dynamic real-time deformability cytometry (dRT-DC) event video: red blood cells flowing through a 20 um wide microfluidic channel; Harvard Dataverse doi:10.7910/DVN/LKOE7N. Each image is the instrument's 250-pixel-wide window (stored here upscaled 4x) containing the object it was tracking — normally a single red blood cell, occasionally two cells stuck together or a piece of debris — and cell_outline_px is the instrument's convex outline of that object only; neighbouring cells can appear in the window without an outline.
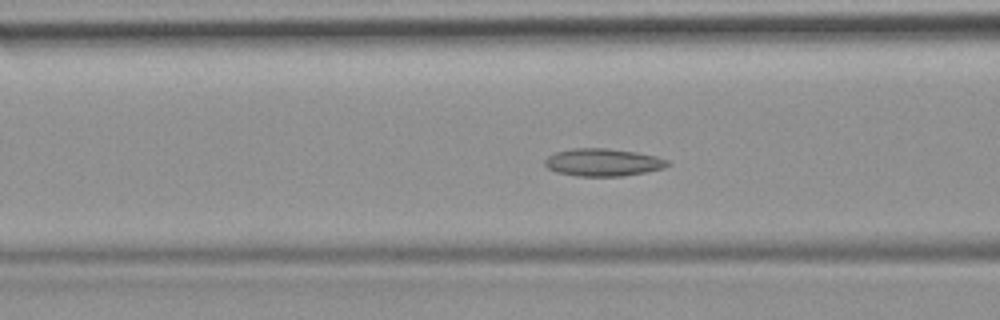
{"species": "common noctule bat (a hibernating species)", "species_latin": "Nyctalus noctula", "temperature_condition": "room temperature", "stored_images_in_passage": 52, "camera_frame_rate_fps": 3000, "um_per_image_px": 0.085, "animal": {"sex": "female", "body_mass_g": 19.9}, "frame": {"image": 1, "passage_image": 20, "time_ms": 6.333, "image_size_px": [1000, 320], "cell_outline_px": [[672, 164], [664, 168], [624, 176], [576, 176], [556, 172], [548, 168], [544, 164], [544, 160], [548, 156], [556, 152], [572, 148], [604, 148], [636, 152], [656, 156], [668, 160]], "centroid_in_image_um": [51.25, 13.8], "position_along_channel_um": 115.3, "area_um2": 19.77}}
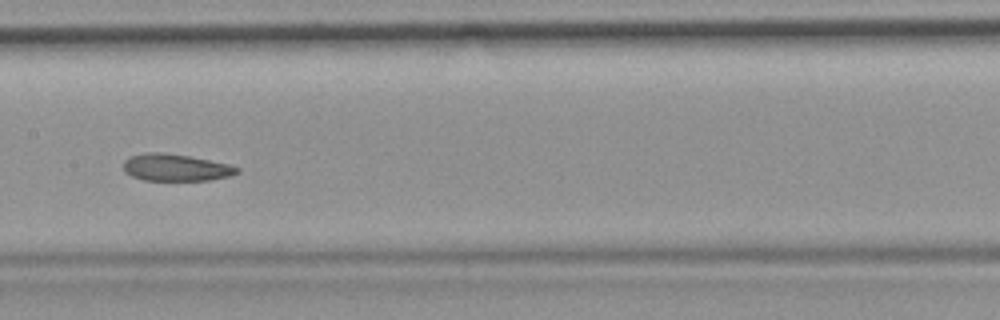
{"frame": {"image": 2, "passage_image": 26, "time_ms": 8.333, "image_size_px": [1000, 320], "cell_outline_px": [[240, 172], [228, 176], [208, 180], [144, 180], [132, 176], [124, 172], [124, 160], [128, 156], [148, 152], [164, 152], [188, 156], [228, 164], [240, 168]], "centroid_in_image_um": [14.9, 14.23], "position_along_channel_um": 192.5, "area_um2": 17.8}}
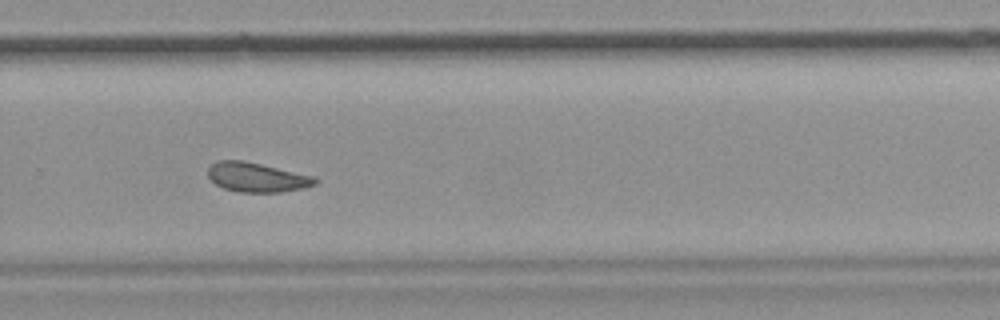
{"frame": {"image": 3, "passage_image": 35, "time_ms": 11.333, "image_size_px": [1000, 320], "cell_outline_px": [[320, 180], [316, 184], [304, 188], [280, 192], [240, 192], [224, 188], [216, 184], [208, 176], [208, 168], [216, 160], [244, 160], [312, 176]], "centroid_in_image_um": [21.82, 15.07], "position_along_channel_um": 308.0, "area_um2": 18.26}, "authors_computed_cell_mechanics": {"area_um2": 19.652, "velocity_mm_per_s": 3.8614, "shape_relaxation_time_tau1_ms": null, "shape_relaxation_time_tau2_ms": 5.4501, "deformation_change_tau1": null, "deformation_change_tau2": 0.1042}}